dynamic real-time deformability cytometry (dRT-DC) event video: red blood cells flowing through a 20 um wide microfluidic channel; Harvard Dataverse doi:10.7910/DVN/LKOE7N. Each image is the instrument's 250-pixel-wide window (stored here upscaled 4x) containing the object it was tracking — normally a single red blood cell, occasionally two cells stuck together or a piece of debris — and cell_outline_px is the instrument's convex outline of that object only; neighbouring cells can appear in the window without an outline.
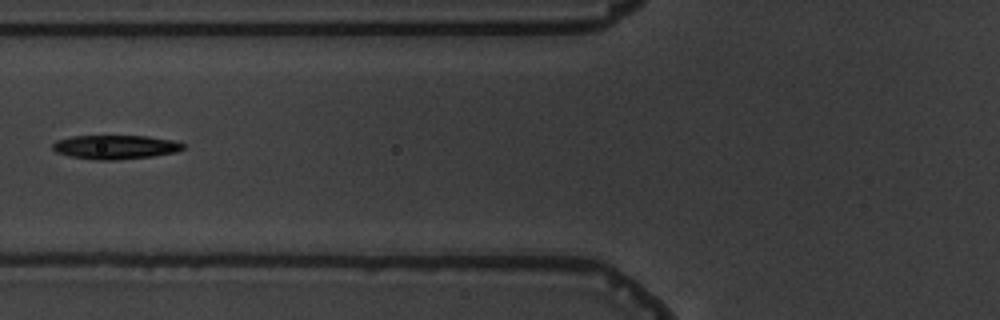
{"species": "common noctule bat (a hibernating species)", "species_latin": "Nyctalus noctula", "temperature_condition": "warm", "stored_images_in_passage": 10, "camera_frame_rate_fps": 3000, "um_per_image_px": 0.085, "animal": {"sex": "male", "body_mass_g": 19.5, "forearm_length_mm": 54.6}, "frame": {"image": 1, "passage_image": 6, "time_ms": 6.667, "image_size_px": [1000, 320], "cell_outline_px": [[184, 148], [176, 152], [152, 156], [116, 160], [96, 160], [68, 156], [56, 152], [52, 148], [52, 144], [56, 140], [72, 136], [148, 136], [172, 140], [184, 144]], "centroid_in_image_um": [9.77, 12.5], "position_along_channel_um": 116.0, "area_um2": 18.26}}
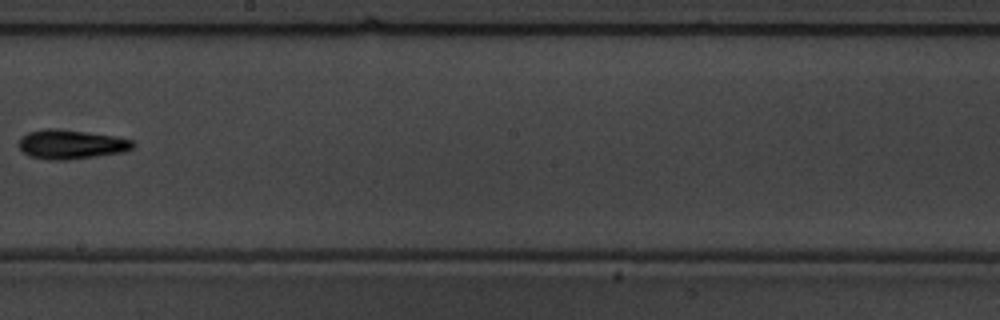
{"frame": {"image": 2, "passage_image": 9, "time_ms": 10.0, "image_size_px": [1000, 320], "cell_outline_px": [[136, 144], [132, 148], [124, 152], [68, 160], [48, 160], [28, 156], [20, 148], [20, 136], [28, 132], [44, 128], [56, 128], [112, 136], [132, 140]], "centroid_in_image_um": [6.01, 12.27], "position_along_channel_um": 242.2, "area_um2": 19.42}}
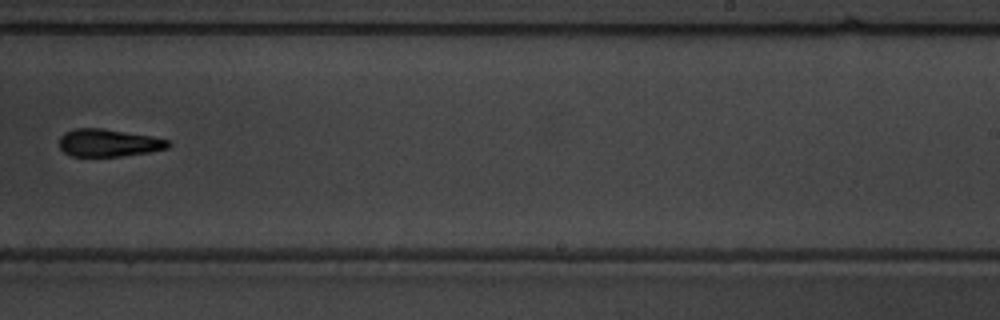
{"frame": {"image": 3, "passage_image": 10, "time_ms": 11.0, "image_size_px": [1000, 320], "cell_outline_px": [[172, 144], [168, 148], [148, 152], [120, 156], [72, 156], [64, 152], [60, 148], [60, 136], [64, 132], [76, 128], [104, 128], [148, 136], [168, 140]], "centroid_in_image_um": [9.2, 12.14], "position_along_channel_um": 279.8, "area_um2": 17.34}}